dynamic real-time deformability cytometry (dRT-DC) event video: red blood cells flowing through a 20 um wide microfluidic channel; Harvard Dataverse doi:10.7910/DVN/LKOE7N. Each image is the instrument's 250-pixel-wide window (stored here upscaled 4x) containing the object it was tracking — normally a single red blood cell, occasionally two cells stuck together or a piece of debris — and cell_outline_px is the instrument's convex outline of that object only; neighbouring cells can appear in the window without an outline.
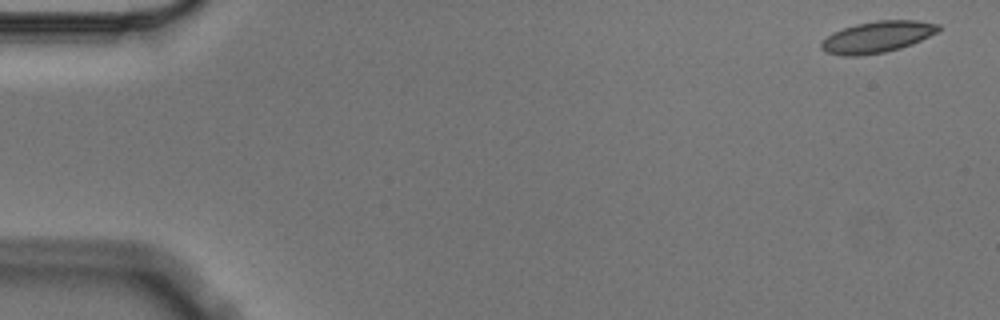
{"species": "Egyptian fruit bat (a non-hibernating species)", "species_latin": "Rousettus aegyptiacus", "temperature_condition": "cold", "stored_images_in_passage": 4, "camera_frame_rate_fps": 3000, "um_per_image_px": 0.085, "animal": {"sex": "male"}, "frame": {"image": 1, "passage_image": 1, "time_ms": 0.0, "image_size_px": [1000, 320], "cell_outline_px": [[940, 28], [936, 32], [912, 44], [900, 48], [884, 52], [856, 56], [844, 56], [824, 52], [820, 48], [820, 44], [832, 32], [856, 24], [876, 20], [916, 20], [940, 24]], "centroid_in_image_um": [74.54, 3.14], "position_along_channel_um": 10.5, "area_um2": 21.33}}